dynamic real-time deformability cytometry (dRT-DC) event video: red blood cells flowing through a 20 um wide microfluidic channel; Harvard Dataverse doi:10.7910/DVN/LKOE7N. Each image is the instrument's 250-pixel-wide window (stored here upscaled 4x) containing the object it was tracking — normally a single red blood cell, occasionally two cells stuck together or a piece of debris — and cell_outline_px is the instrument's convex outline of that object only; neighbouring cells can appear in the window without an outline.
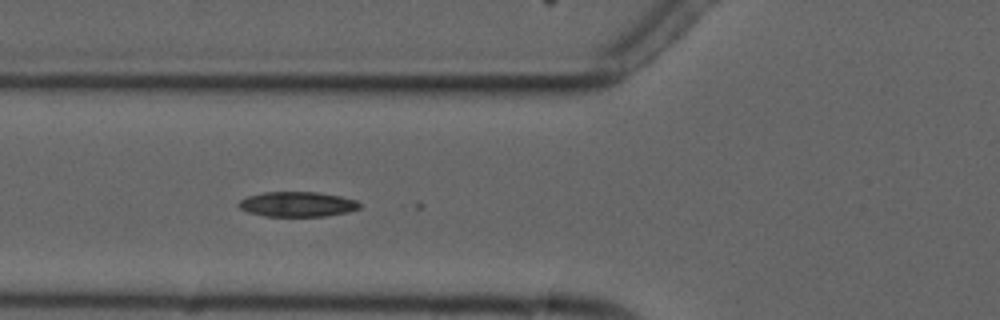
{"species": "common noctule bat (a hibernating species)", "species_latin": "Nyctalus noctula", "temperature_condition": "cold", "stored_images_in_passage": 10, "camera_frame_rate_fps": 3000, "um_per_image_px": 0.085, "animal": {"sex": "male", "forearm_length_mm": 52.5}, "frame": {"image": 1, "passage_image": 7, "time_ms": 6.667, "image_size_px": [1000, 320], "cell_outline_px": [[360, 208], [348, 212], [328, 216], [264, 216], [248, 212], [240, 208], [236, 204], [240, 200], [248, 196], [264, 192], [316, 192], [340, 196], [356, 200], [360, 204]], "centroid_in_image_um": [25.27, 17.36], "position_along_channel_um": 100.5, "area_um2": 17.63}}
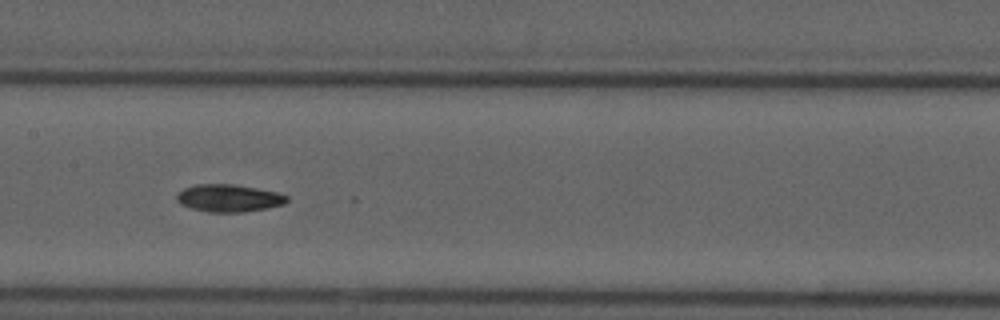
{"frame": {"image": 2, "passage_image": 9, "time_ms": 9.0, "image_size_px": [1000, 320], "cell_outline_px": [[288, 200], [284, 204], [268, 208], [244, 212], [208, 212], [192, 208], [180, 204], [176, 200], [176, 196], [184, 188], [196, 184], [236, 184], [276, 192], [288, 196]], "centroid_in_image_um": [19.45, 16.84], "position_along_channel_um": 187.9, "area_um2": 17.63}}
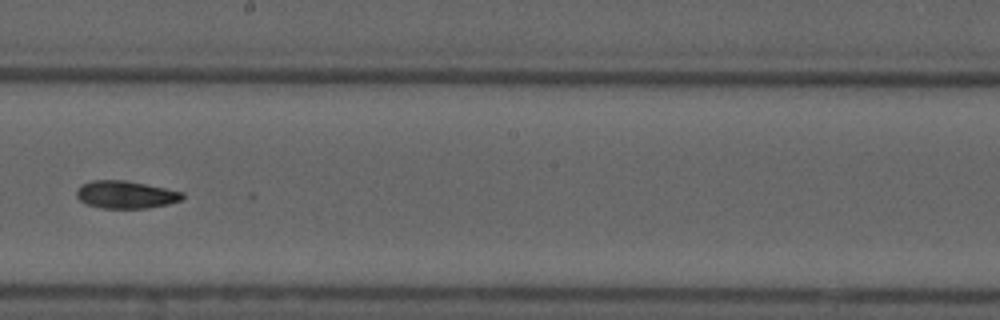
{"frame": {"image": 3, "passage_image": 10, "time_ms": 10.333, "image_size_px": [1000, 320], "cell_outline_px": [[184, 196], [180, 200], [168, 204], [144, 208], [100, 208], [88, 204], [80, 200], [76, 196], [76, 192], [80, 184], [92, 180], [124, 180], [184, 192]], "centroid_in_image_um": [10.65, 16.54], "position_along_channel_um": 237.5, "area_um2": 16.88}}